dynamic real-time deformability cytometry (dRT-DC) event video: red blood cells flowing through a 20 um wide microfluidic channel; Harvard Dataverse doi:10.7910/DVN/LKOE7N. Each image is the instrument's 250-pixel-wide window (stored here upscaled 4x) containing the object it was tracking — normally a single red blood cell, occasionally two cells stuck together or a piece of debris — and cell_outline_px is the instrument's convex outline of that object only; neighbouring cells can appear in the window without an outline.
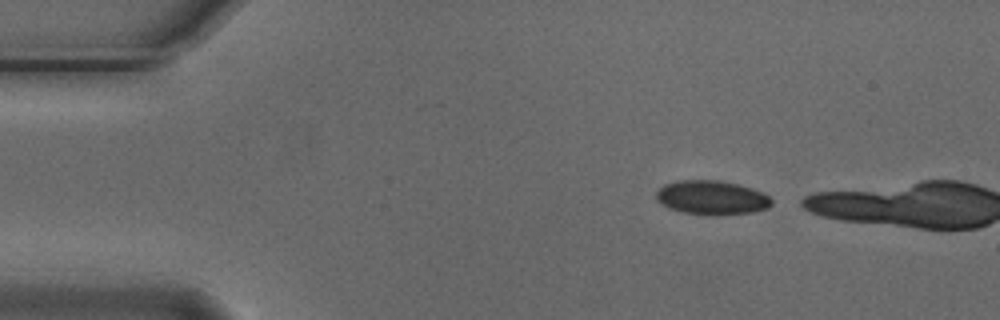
{"species": "Egyptian fruit bat (a non-hibernating species)", "species_latin": "Rousettus aegyptiacus", "temperature_condition": "cold", "stored_images_in_passage": 2, "camera_frame_rate_fps": 3000, "um_per_image_px": 0.085, "animal": {"sex": "male"}, "frame": {"image": 1, "passage_image": 1, "time_ms": 0.0, "image_size_px": [1000, 320], "cell_outline_px": [[772, 204], [768, 208], [752, 212], [684, 212], [668, 208], [660, 204], [656, 200], [656, 192], [664, 184], [680, 180], [720, 180], [752, 188], [768, 196], [772, 200]], "centroid_in_image_um": [60.45, 16.74], "position_along_channel_um": 24.5, "area_um2": 22.02}}